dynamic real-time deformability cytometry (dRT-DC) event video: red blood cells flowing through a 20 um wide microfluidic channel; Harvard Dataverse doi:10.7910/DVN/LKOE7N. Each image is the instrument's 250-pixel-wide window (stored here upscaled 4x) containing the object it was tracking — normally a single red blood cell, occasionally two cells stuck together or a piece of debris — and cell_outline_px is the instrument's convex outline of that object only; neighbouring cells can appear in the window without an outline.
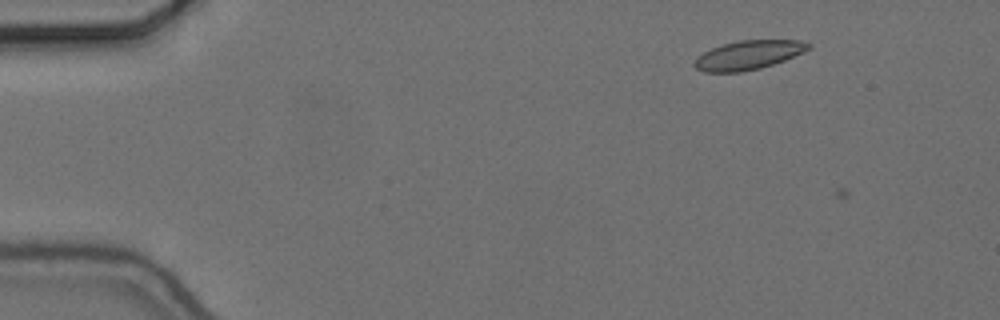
{"species": "common noctule bat (a hibernating species)", "species_latin": "Nyctalus noctula", "temperature_condition": "cold", "stored_images_in_passage": 3, "camera_frame_rate_fps": 3000, "um_per_image_px": 0.085, "animal": {"sex": "female", "body_mass_g": 24.6, "forearm_length_mm": 56.2}, "frame": {"image": 1, "passage_image": 2, "time_ms": 0.333, "image_size_px": [1000, 320], "cell_outline_px": [[812, 48], [804, 52], [784, 60], [760, 68], [740, 72], [704, 72], [696, 68], [692, 64], [696, 56], [712, 48], [724, 44], [740, 40], [800, 40], [812, 44]], "centroid_in_image_um": [63.61, 4.68], "position_along_channel_um": 21.4, "area_um2": 19.31}}